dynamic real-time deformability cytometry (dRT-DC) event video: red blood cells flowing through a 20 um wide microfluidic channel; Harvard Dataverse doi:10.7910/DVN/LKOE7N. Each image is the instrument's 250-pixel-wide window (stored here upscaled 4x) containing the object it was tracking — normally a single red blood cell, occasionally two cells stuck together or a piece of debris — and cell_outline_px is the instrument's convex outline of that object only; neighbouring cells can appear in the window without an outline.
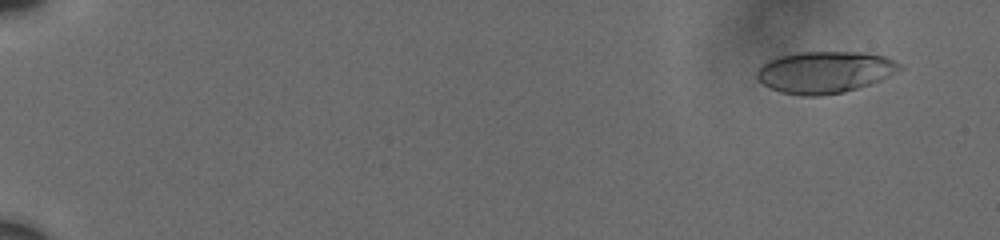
{"species": "human", "species_latin": "Homo sapiens", "temperature_condition": "cold", "stored_images_in_passage": 9, "camera_frame_rate_fps": 3000, "um_per_image_px": 0.085, "donor": {"sex": "male"}, "frame": {"image": 1, "passage_image": 2, "time_ms": 1.0, "image_size_px": [1000, 240], "cell_outline_px": [[904, 68], [880, 80], [844, 92], [820, 96], [804, 96], [780, 92], [756, 80], [756, 72], [760, 64], [776, 56], [796, 52], [868, 52], [884, 56], [900, 64]], "centroid_in_image_um": [70.06, 6.12], "position_along_channel_um": 14.9, "area_um2": 34.97}}
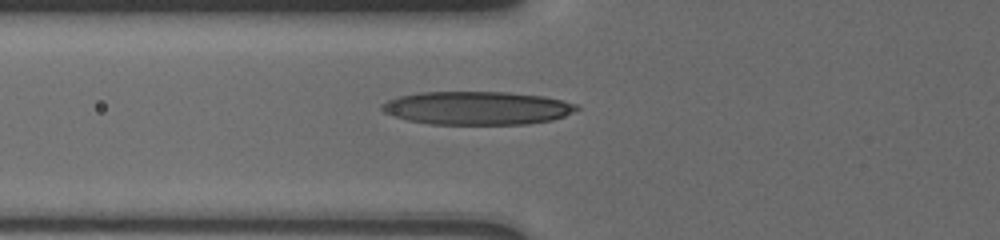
{"frame": {"image": 2, "passage_image": 9, "time_ms": 7.667, "image_size_px": [1000, 240], "cell_outline_px": [[580, 108], [564, 116], [552, 120], [524, 124], [428, 124], [408, 120], [384, 112], [380, 108], [380, 104], [388, 100], [400, 96], [420, 92], [508, 92], [544, 96], [576, 104]], "centroid_in_image_um": [40.54, 9.18], "position_along_channel_um": 85.3, "area_um2": 37.69}}